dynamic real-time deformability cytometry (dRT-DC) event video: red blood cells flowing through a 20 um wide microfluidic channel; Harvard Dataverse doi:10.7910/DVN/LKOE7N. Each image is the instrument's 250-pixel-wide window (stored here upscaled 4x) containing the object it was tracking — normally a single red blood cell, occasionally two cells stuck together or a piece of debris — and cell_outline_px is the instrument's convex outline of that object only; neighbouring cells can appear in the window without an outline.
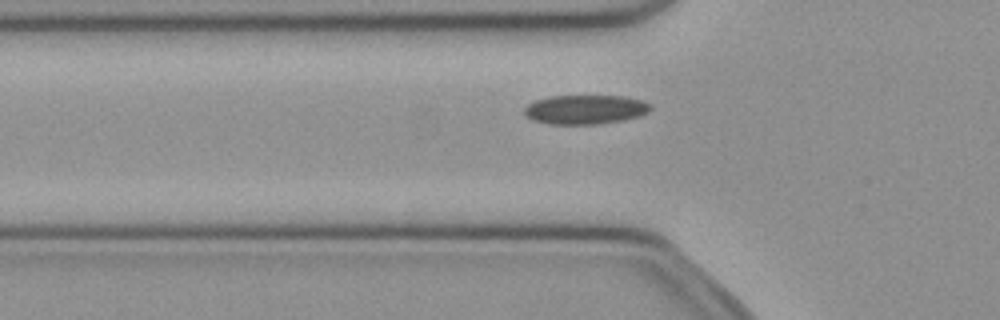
{"species": "common noctule bat (a hibernating species)", "species_latin": "Nyctalus noctula", "temperature_condition": "cold", "stored_images_in_passage": 46, "camera_frame_rate_fps": 3000, "um_per_image_px": 0.085, "animal": {"sex": "female", "body_mass_g": 21.9}, "frame": {"image": 1, "passage_image": 12, "time_ms": 3.667, "image_size_px": [1000, 320], "cell_outline_px": [[652, 108], [648, 112], [640, 116], [600, 124], [548, 124], [532, 120], [524, 116], [524, 108], [528, 104], [536, 100], [552, 96], [624, 96], [644, 100], [652, 104]], "centroid_in_image_um": [49.76, 9.31], "position_along_channel_um": 76.0, "area_um2": 21.68}}
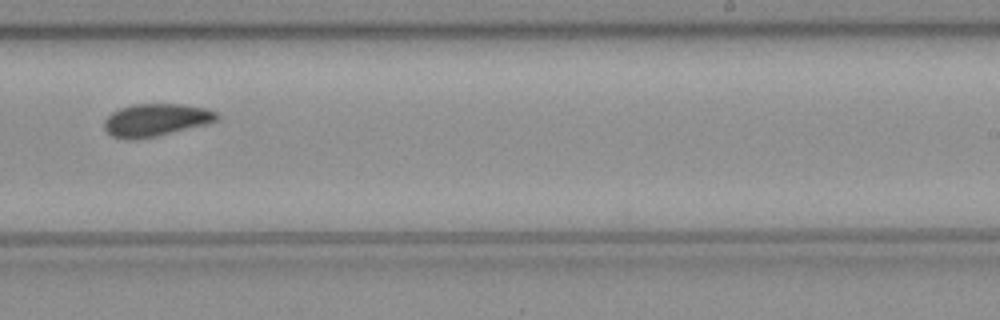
{"frame": {"image": 2, "passage_image": 27, "time_ms": 8.667, "image_size_px": [1000, 320], "cell_outline_px": [[220, 116], [216, 120], [204, 124], [156, 136], [136, 140], [128, 140], [112, 136], [104, 128], [104, 120], [112, 112], [120, 108], [132, 104], [180, 104], [204, 108], [216, 112]], "centroid_in_image_um": [13.19, 10.2], "position_along_channel_um": 275.8, "area_um2": 21.15}}
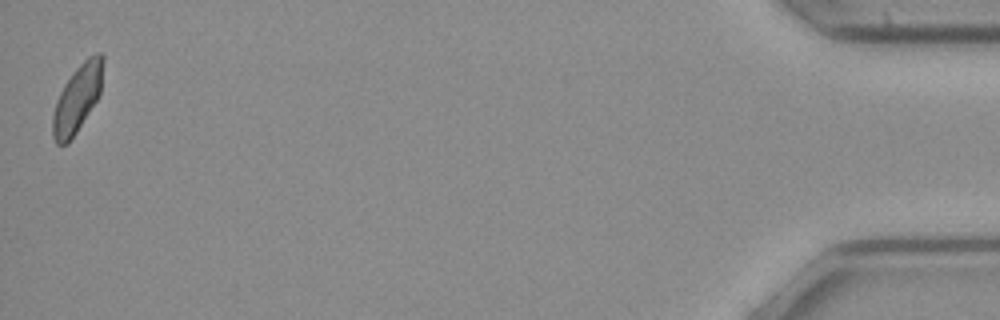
{"frame": {"image": 3, "passage_image": 46, "time_ms": 15.0, "image_size_px": [1000, 320], "cell_outline_px": [[104, 60], [100, 92], [96, 100], [76, 132], [68, 144], [56, 144], [52, 136], [52, 116], [56, 100], [64, 84], [76, 68], [88, 56], [96, 52], [104, 52]], "centroid_in_image_um": [6.56, 8.34], "position_along_channel_um": 428.6, "area_um2": 19.71}, "authors_computed_cell_mechanics": {"area_um2": 21.0681, "velocity_mm_per_s": 3.9711, "shape_relaxation_time_tau1_ms": 6.7306, "shape_relaxation_time_tau2_ms": null, "deformation_change_tau1": 0.1059, "deformation_change_tau2": null}}